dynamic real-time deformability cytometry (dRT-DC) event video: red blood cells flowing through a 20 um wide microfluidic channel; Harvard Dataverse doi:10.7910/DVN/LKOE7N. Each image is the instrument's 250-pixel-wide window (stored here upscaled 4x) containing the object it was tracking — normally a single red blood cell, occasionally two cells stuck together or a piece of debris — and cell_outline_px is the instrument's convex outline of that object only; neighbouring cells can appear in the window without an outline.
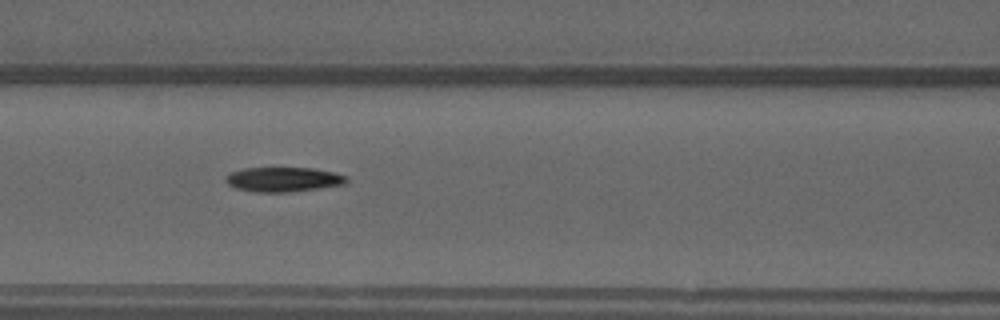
{"species": "common noctule bat (a hibernating species)", "species_latin": "Nyctalus noctula", "temperature_condition": "warm", "stored_images_in_passage": 32, "camera_frame_rate_fps": 3000, "um_per_image_px": 0.085, "animal": {"sex": "male", "forearm_length_mm": 52.5}, "frame": {"image": 1, "passage_image": 12, "time_ms": 3.667, "image_size_px": [1000, 320], "cell_outline_px": [[348, 180], [344, 184], [320, 188], [288, 192], [256, 192], [236, 188], [228, 184], [224, 180], [224, 176], [232, 172], [244, 168], [312, 168], [332, 172], [348, 176]], "centroid_in_image_um": [24.07, 15.25], "position_along_channel_um": 142.5, "area_um2": 17.28}}
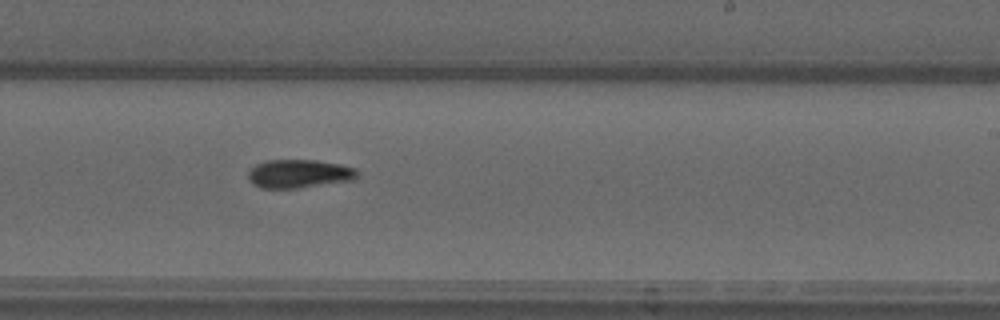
{"frame": {"image": 2, "passage_image": 21, "time_ms": 6.667, "image_size_px": [1000, 320], "cell_outline_px": [[360, 176], [356, 180], [296, 188], [260, 188], [252, 184], [248, 180], [248, 172], [256, 164], [268, 160], [316, 160], [340, 164], [356, 168]], "centroid_in_image_um": [25.45, 14.77], "position_along_channel_um": 263.5, "area_um2": 18.32}}
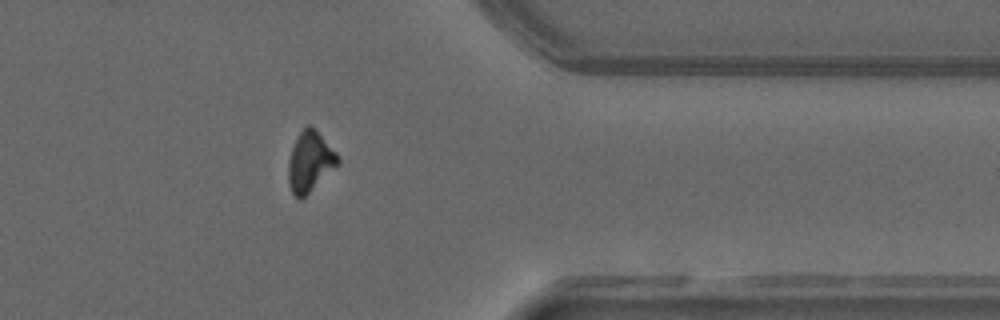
{"frame": {"image": 3, "passage_image": 31, "time_ms": 10.0, "image_size_px": [1000, 320], "cell_outline_px": [[340, 164], [300, 200], [292, 192], [288, 184], [288, 160], [292, 148], [300, 132], [308, 124], [336, 152], [340, 160]], "centroid_in_image_um": [26.34, 13.78], "position_along_channel_um": 385.1, "area_um2": 16.99}}